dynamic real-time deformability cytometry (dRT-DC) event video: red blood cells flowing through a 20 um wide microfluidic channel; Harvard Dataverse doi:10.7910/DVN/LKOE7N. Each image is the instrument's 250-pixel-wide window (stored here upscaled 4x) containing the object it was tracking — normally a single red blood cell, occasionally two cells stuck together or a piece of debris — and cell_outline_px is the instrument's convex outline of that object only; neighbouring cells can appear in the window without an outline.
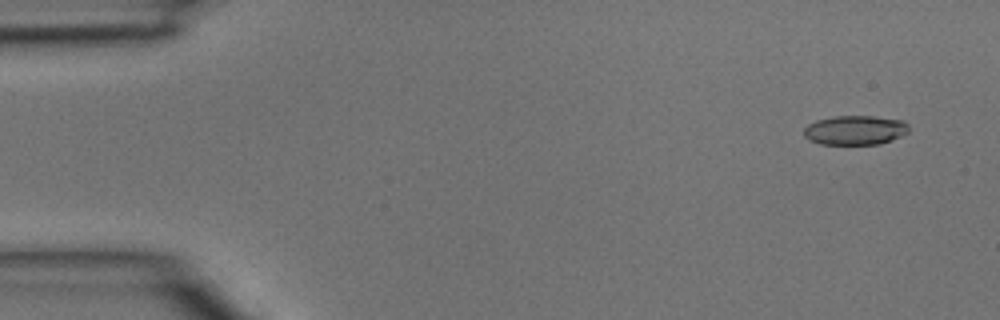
{"species": "common noctule bat (a hibernating species)", "species_latin": "Nyctalus noctula", "temperature_condition": "room temperature", "stored_images_in_passage": 5, "segment_of_instrument_passage": [1, 2], "camera_frame_rate_fps": 3000, "um_per_image_px": 0.085, "animal": {"sex": "male", "body_mass_g": 15.6}, "frame": {"image": 1, "passage_image": 1, "time_ms": 0.0, "image_size_px": [1000, 320], "cell_outline_px": [[908, 132], [892, 140], [880, 144], [820, 144], [804, 136], [804, 128], [808, 124], [816, 120], [832, 116], [872, 116], [904, 120], [908, 124]], "centroid_in_image_um": [72.69, 11.05], "position_along_channel_um": 12.3, "area_um2": 17.98}}
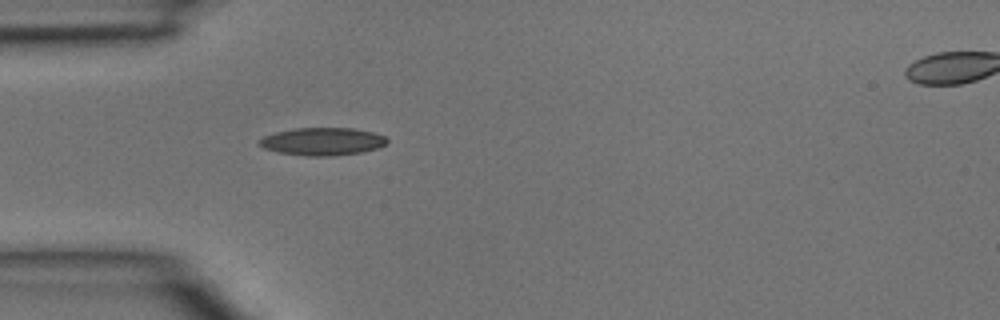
{"frame": {"image": 2, "passage_image": 4, "time_ms": 1.0, "image_size_px": [1000, 320], "cell_outline_px": [[388, 144], [376, 148], [360, 152], [332, 156], [308, 156], [276, 152], [264, 148], [260, 144], [260, 140], [264, 136], [276, 132], [296, 128], [352, 128], [372, 132], [384, 136], [388, 140]], "centroid_in_image_um": [27.42, 12.03], "position_along_channel_um": 57.6, "area_um2": 20.46}}